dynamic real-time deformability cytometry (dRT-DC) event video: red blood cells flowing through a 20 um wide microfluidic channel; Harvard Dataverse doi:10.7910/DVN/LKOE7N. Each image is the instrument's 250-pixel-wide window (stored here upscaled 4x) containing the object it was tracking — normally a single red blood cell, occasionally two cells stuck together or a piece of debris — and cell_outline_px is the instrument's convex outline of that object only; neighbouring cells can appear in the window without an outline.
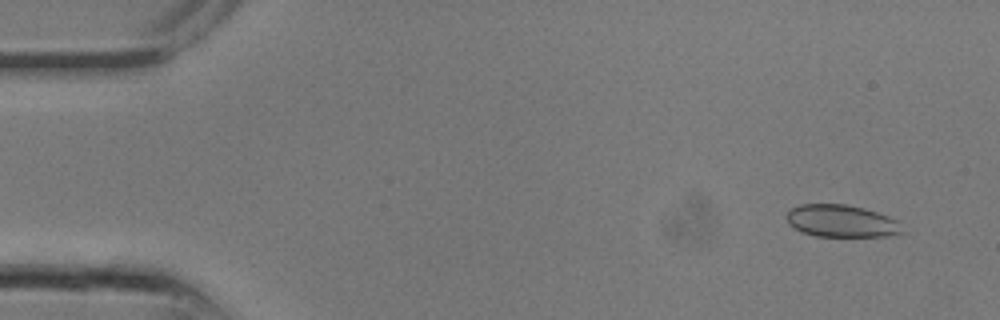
{"species": "common noctule bat (a hibernating species)", "species_latin": "Nyctalus noctula", "temperature_condition": "room temperature", "stored_images_in_passage": 3, "camera_frame_rate_fps": 3000, "um_per_image_px": 0.085, "animal": {"sex": "male", "body_mass_g": 13.3}, "frame": {"image": 1, "passage_image": 2, "time_ms": 0.333, "image_size_px": [1000, 320], "cell_outline_px": [[904, 232], [888, 236], [816, 236], [800, 232], [788, 224], [788, 212], [792, 208], [800, 204], [848, 204], [864, 208], [888, 216], [896, 220]], "centroid_in_image_um": [71.5, 18.79], "position_along_channel_um": 13.5, "area_um2": 21.68}}